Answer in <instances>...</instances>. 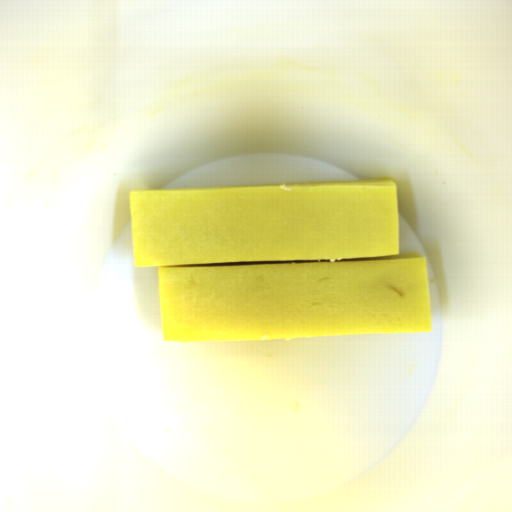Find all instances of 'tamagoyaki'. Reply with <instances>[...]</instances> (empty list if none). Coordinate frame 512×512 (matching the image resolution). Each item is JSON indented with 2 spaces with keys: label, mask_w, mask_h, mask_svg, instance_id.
Returning <instances> with one entry per match:
<instances>
[{
  "label": "tamagoyaki",
  "mask_w": 512,
  "mask_h": 512,
  "mask_svg": "<svg viewBox=\"0 0 512 512\" xmlns=\"http://www.w3.org/2000/svg\"><path fill=\"white\" fill-rule=\"evenodd\" d=\"M129 212L165 342L433 331L426 258L401 254L388 177L131 190Z\"/></svg>",
  "instance_id": "obj_1"
}]
</instances>
